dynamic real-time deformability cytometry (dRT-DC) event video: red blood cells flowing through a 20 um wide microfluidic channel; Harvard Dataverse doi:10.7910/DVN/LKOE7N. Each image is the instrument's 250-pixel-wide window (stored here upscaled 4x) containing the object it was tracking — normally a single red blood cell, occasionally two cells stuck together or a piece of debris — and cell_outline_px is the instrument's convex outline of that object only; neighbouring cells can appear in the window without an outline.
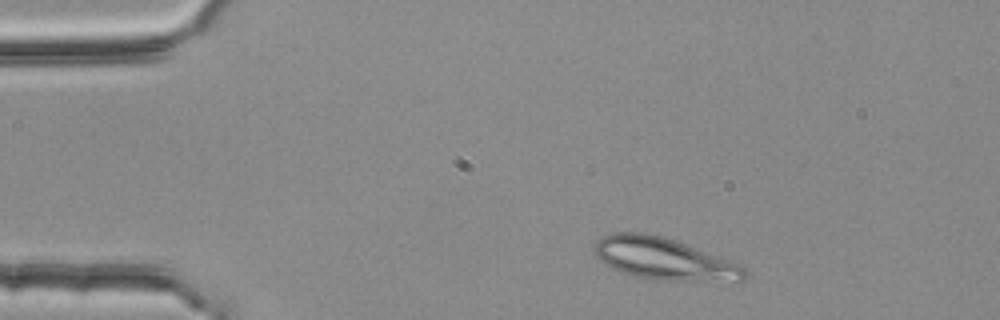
{"species": "common noctule bat (a hibernating species)", "species_latin": "Nyctalus noctula", "temperature_condition": "room temperature", "stored_images_in_passage": 1, "camera_frame_rate_fps": 3000, "um_per_image_px": 0.085, "animal": {"sex": "female", "body_mass_g": 25.1}, "frame": {"image": 1, "passage_image": 1, "time_ms": 0.0, "image_size_px": [1000, 320], "cell_outline_px": [[748, 276], [744, 280], [660, 280], [632, 276], [612, 268], [604, 264], [596, 256], [596, 244], [604, 236], [612, 232], [644, 232], [664, 236], [676, 240], [736, 264], [744, 268], [748, 272]], "centroid_in_image_um": [56.38, 21.99], "position_along_channel_um": 28.6, "area_um2": 36.01}}